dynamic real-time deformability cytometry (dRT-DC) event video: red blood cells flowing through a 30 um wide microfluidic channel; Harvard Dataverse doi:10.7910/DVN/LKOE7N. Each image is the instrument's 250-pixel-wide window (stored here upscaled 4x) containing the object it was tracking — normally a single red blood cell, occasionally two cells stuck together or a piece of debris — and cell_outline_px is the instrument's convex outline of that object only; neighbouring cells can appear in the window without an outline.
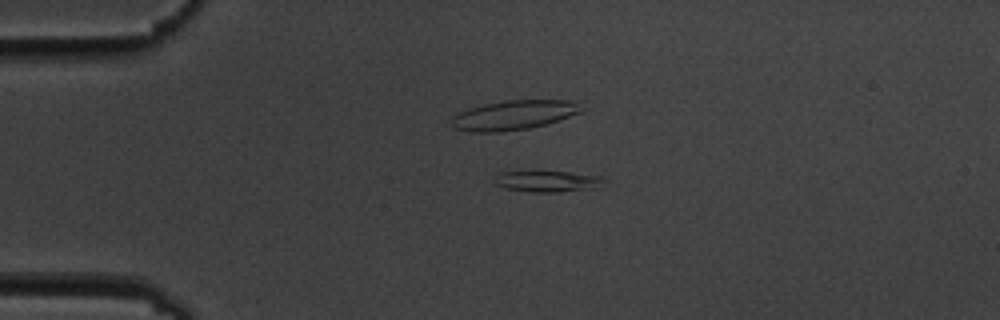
{"species": "common noctule bat (a hibernating species)", "species_latin": "Nyctalus noctula", "temperature_condition": "cold", "stored_images_in_passage": 56, "camera_frame_rate_fps": 3000, "um_per_image_px": 0.085, "animal": {"sex": "male", "body_mass_g": 19.5, "forearm_length_mm": 54.6}, "frame": {"image": 1, "passage_image": 14, "time_ms": 4.333, "image_size_px": [1000, 320], "cell_outline_px": [[604, 180], [600, 188], [556, 192], [532, 192], [508, 188], [496, 184], [492, 180], [492, 176], [496, 172], [540, 168], [604, 176]], "centroid_in_image_um": [46.49, 15.34], "position_along_channel_um": 38.5, "area_um2": 14.74}}